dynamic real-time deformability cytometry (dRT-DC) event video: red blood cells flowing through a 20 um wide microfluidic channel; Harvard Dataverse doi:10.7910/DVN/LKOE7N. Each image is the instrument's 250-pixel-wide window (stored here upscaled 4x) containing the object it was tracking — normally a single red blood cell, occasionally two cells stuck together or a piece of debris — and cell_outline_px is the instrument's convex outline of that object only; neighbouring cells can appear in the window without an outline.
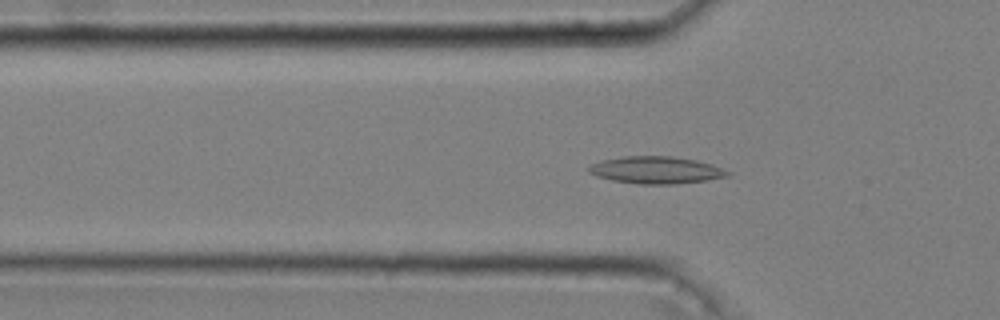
{"species": "common noctule bat (a hibernating species)", "species_latin": "Nyctalus noctula", "temperature_condition": "cold", "stored_images_in_passage": 47, "camera_frame_rate_fps": 3000, "um_per_image_px": 0.085, "animal": {"sex": "male", "body_mass_g": 20.4}, "frame": {"image": 1, "passage_image": 12, "time_ms": 3.667, "image_size_px": [1000, 320], "cell_outline_px": [[732, 176], [708, 180], [676, 184], [640, 184], [612, 180], [596, 176], [588, 172], [588, 168], [592, 164], [600, 160], [624, 156], [672, 156], [696, 160], [712, 164], [732, 172]], "centroid_in_image_um": [55.81, 14.45], "position_along_channel_um": 70.0, "area_um2": 22.2}}
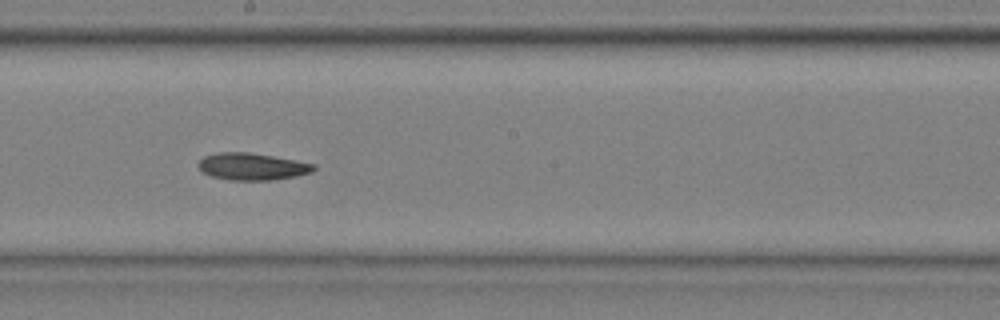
{"frame": {"image": 2, "passage_image": 25, "time_ms": 8.0, "image_size_px": [1000, 320], "cell_outline_px": [[316, 168], [312, 172], [296, 176], [272, 180], [228, 180], [212, 176], [204, 172], [196, 164], [204, 156], [216, 152], [248, 152], [272, 156], [316, 164]], "centroid_in_image_um": [21.43, 14.15], "position_along_channel_um": 226.8, "area_um2": 18.15}}
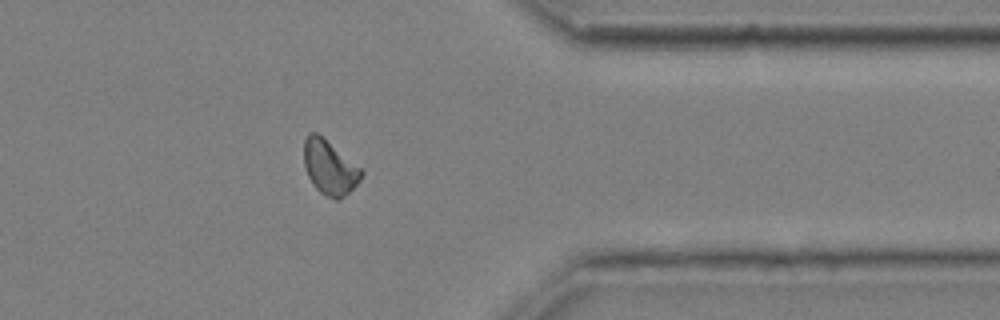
{"frame": {"image": 3, "passage_image": 39, "time_ms": 12.667, "image_size_px": [1000, 320], "cell_outline_px": [[364, 172], [360, 180], [340, 200], [336, 200], [320, 192], [312, 184], [304, 168], [304, 140], [308, 132], [316, 132], [360, 168]], "centroid_in_image_um": [27.98, 14.24], "position_along_channel_um": 383.4, "area_um2": 17.86}, "authors_computed_cell_mechanics": {"area_um2": 18.2648, "velocity_mm_per_s": 3.6225, "shape_relaxation_time_tau1_ms": 5.4397, "shape_relaxation_time_tau2_ms": 10.744, "deformation_change_tau1": 0.1202, "deformation_change_tau2": 0.1713}}